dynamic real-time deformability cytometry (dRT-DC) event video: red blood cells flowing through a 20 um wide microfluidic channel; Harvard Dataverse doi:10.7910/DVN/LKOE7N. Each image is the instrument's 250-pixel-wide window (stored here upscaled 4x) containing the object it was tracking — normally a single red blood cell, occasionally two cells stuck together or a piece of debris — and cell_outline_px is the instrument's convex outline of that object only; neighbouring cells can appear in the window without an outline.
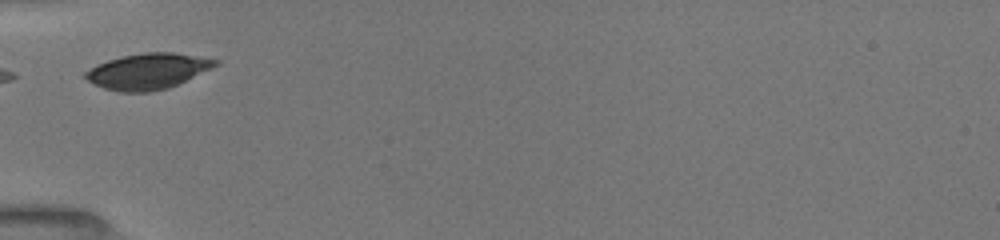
{"species": "common noctule bat (a hibernating species)", "species_latin": "Nyctalus noctula", "temperature_condition": "room temperature", "stored_images_in_passage": 9, "camera_frame_rate_fps": 3000, "um_per_image_px": 0.085, "animal": {"sex": "female", "body_mass_g": 19.5, "forearm_length_mm": 54.1}, "frame": {"image": 1, "passage_image": 1, "time_ms": 0.0, "image_size_px": [1000, 240], "cell_outline_px": [[220, 64], [168, 88], [148, 92], [120, 92], [104, 88], [88, 80], [84, 76], [84, 72], [96, 64], [108, 60], [124, 56], [144, 52], [172, 52], [220, 60]], "centroid_in_image_um": [12.56, 6.05], "position_along_channel_um": 72.4, "area_um2": 26.82}}